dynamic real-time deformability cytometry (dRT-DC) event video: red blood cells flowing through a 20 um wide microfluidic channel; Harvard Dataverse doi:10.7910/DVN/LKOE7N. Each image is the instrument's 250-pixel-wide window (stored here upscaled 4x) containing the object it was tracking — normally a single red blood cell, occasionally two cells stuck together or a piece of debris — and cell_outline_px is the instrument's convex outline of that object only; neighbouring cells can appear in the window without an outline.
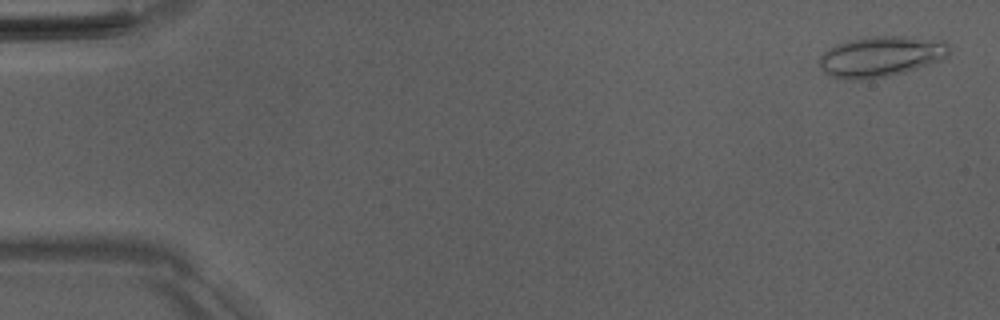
{"species": "Egyptian fruit bat (a non-hibernating species)", "species_latin": "Rousettus aegyptiacus", "temperature_condition": "room temperature", "stored_images_in_passage": 51, "camera_frame_rate_fps": 3000, "um_per_image_px": 0.085, "animal": {"sex": "male"}, "frame": {"image": 1, "passage_image": 2, "time_ms": 0.333, "image_size_px": [1000, 320], "cell_outline_px": [[948, 56], [916, 68], [904, 72], [888, 76], [860, 80], [836, 80], [824, 72], [820, 68], [820, 56], [828, 48], [848, 40], [872, 36], [912, 36], [944, 40], [948, 44]], "centroid_in_image_um": [74.83, 4.8], "position_along_channel_um": 10.2, "area_um2": 30.87}}
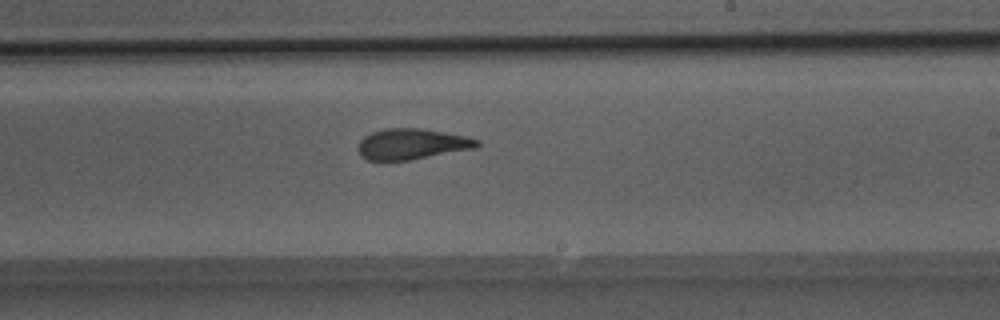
{"frame": {"image": 2, "passage_image": 31, "time_ms": 10.0, "image_size_px": [1000, 320], "cell_outline_px": [[480, 144], [476, 148], [408, 160], [368, 160], [360, 156], [356, 148], [360, 140], [364, 136], [372, 132], [384, 128], [420, 128], [468, 136], [480, 140]], "centroid_in_image_um": [34.99, 12.23], "position_along_channel_um": 254.0, "area_um2": 21.44}}
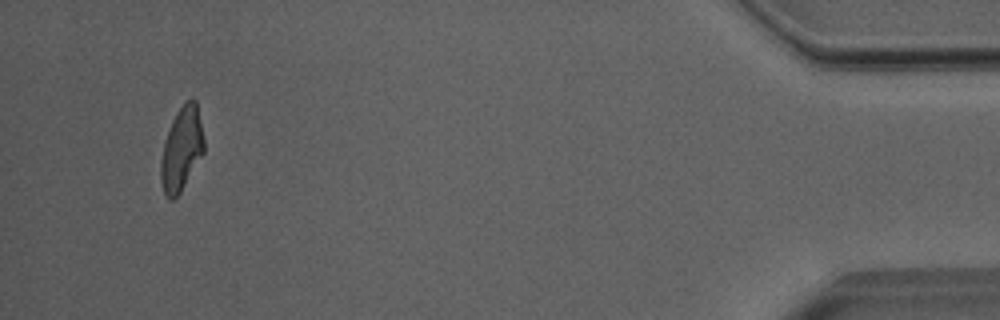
{"frame": {"image": 3, "passage_image": 49, "time_ms": 16.0, "image_size_px": [1000, 320], "cell_outline_px": [[204, 152], [180, 192], [172, 200], [164, 192], [160, 180], [160, 164], [164, 144], [172, 120], [176, 112], [184, 100], [192, 96], [196, 100], [204, 140]], "centroid_in_image_um": [15.44, 12.6], "position_along_channel_um": 419.8, "area_um2": 20.87}, "authors_computed_cell_mechanics": {"area_um2": 22.0218, "velocity_mm_per_s": 4.0112, "shape_relaxation_time_tau1_ms": 9.1796, "shape_relaxation_time_tau2_ms": 1.9253, "deformation_change_tau1": 0.261, "deformation_change_tau2": 0.1169}}